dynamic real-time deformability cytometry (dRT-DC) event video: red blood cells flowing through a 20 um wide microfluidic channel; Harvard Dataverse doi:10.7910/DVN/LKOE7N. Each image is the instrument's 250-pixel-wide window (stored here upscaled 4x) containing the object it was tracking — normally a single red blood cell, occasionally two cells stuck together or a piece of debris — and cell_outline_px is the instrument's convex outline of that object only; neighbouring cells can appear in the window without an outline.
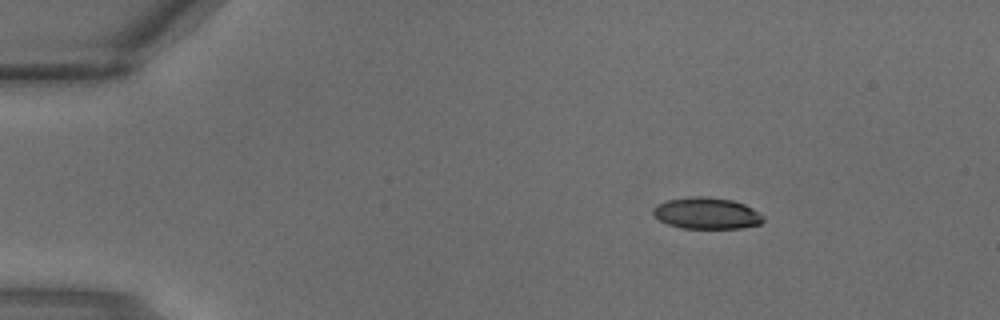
{"species": "common noctule bat (a hibernating species)", "species_latin": "Nyctalus noctula", "temperature_condition": "warm", "stored_images_in_passage": 2, "camera_frame_rate_fps": 3000, "um_per_image_px": 0.085, "animal": {"sex": "male", "body_mass_g": 18.8}, "frame": {"image": 1, "passage_image": 1, "time_ms": 0.0, "image_size_px": [1000, 320], "cell_outline_px": [[764, 220], [760, 224], [740, 228], [684, 228], [668, 224], [660, 220], [652, 212], [652, 208], [656, 204], [668, 200], [696, 196], [708, 196], [732, 200], [744, 204], [752, 208], [764, 216]], "centroid_in_image_um": [60.07, 18.12], "position_along_channel_um": 24.9, "area_um2": 20.11}}